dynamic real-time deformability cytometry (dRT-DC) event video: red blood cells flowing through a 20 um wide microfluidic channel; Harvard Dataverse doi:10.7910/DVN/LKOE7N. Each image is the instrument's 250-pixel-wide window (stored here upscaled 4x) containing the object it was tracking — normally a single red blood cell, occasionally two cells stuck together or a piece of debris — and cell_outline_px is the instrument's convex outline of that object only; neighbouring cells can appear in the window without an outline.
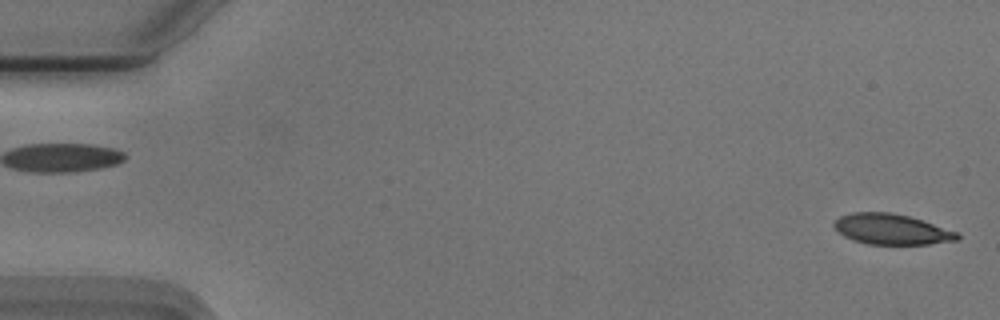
{"species": "Egyptian fruit bat (a non-hibernating species)", "species_latin": "Rousettus aegyptiacus", "temperature_condition": "cold", "stored_images_in_passage": 54, "camera_frame_rate_fps": 3000, "um_per_image_px": 0.085, "animal": {"sex": "male"}, "frame": {"image": 1, "passage_image": 1, "time_ms": 0.0, "image_size_px": [1000, 320], "cell_outline_px": [[960, 236], [956, 240], [928, 244], [868, 244], [852, 240], [844, 236], [832, 224], [840, 216], [856, 212], [888, 212], [908, 216], [956, 232]], "centroid_in_image_um": [75.73, 19.49], "position_along_channel_um": 9.3, "area_um2": 21.44}}
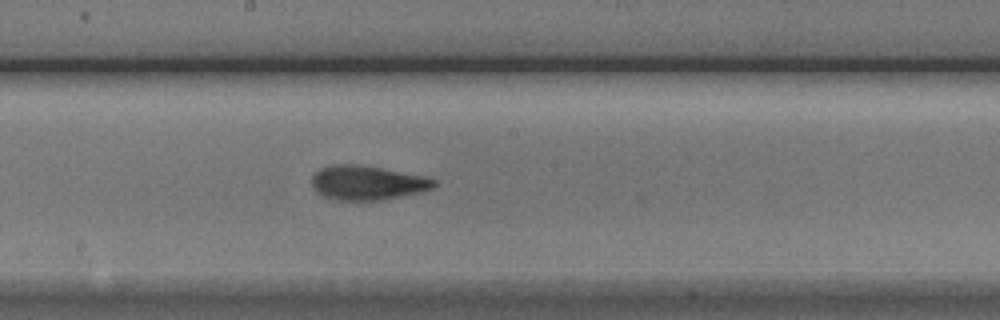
{"frame": {"image": 2, "passage_image": 29, "time_ms": 9.333, "image_size_px": [1000, 320], "cell_outline_px": [[436, 188], [420, 192], [384, 200], [332, 200], [316, 192], [312, 188], [312, 176], [320, 168], [332, 164], [356, 164], [428, 176], [436, 180]], "centroid_in_image_um": [31.23, 15.54], "position_along_channel_um": 217.0, "area_um2": 24.74}}
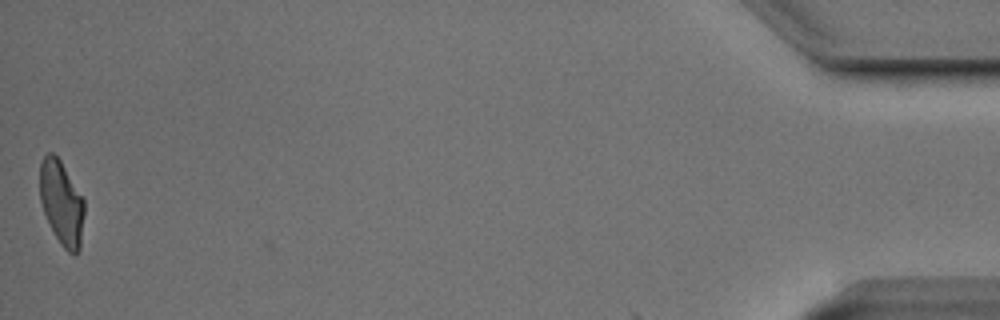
{"frame": {"image": 3, "passage_image": 54, "time_ms": 17.667, "image_size_px": [1000, 320], "cell_outline_px": [[84, 216], [80, 248], [76, 256], [72, 256], [60, 244], [44, 212], [40, 200], [40, 164], [44, 156], [48, 152], [52, 152], [60, 160], [84, 200]], "centroid_in_image_um": [5.24, 17.28], "position_along_channel_um": 430.0, "area_um2": 21.68}, "authors_computed_cell_mechanics": {"area_um2": 23.409, "velocity_mm_per_s": 3.7353, "shape_relaxation_time_tau1_ms": 4.4638, "shape_relaxation_time_tau2_ms": 1.5475, "deformation_change_tau1": 0.1699, "deformation_change_tau2": 0.0766}}